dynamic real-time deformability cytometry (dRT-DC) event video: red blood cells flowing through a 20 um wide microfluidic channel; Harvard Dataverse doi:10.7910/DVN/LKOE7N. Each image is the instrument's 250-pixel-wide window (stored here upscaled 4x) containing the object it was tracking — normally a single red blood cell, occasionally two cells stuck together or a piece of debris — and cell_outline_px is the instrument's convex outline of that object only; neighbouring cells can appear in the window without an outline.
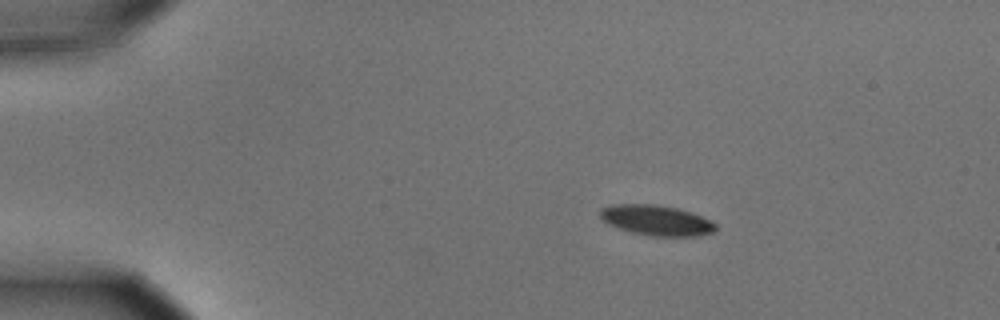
{"species": "common noctule bat (a hibernating species)", "species_latin": "Nyctalus noctula", "temperature_condition": "cold", "stored_images_in_passage": 4, "camera_frame_rate_fps": 3000, "um_per_image_px": 0.085, "animal": {"sex": "male", "body_mass_g": 15.6}, "frame": {"image": 1, "passage_image": 3, "time_ms": 0.667, "image_size_px": [1000, 320], "cell_outline_px": [[716, 228], [712, 232], [696, 236], [652, 236], [632, 232], [608, 224], [600, 220], [600, 208], [612, 204], [656, 204], [676, 208], [712, 220], [716, 224]], "centroid_in_image_um": [55.75, 18.72], "position_along_channel_um": 29.2, "area_um2": 20.35}}